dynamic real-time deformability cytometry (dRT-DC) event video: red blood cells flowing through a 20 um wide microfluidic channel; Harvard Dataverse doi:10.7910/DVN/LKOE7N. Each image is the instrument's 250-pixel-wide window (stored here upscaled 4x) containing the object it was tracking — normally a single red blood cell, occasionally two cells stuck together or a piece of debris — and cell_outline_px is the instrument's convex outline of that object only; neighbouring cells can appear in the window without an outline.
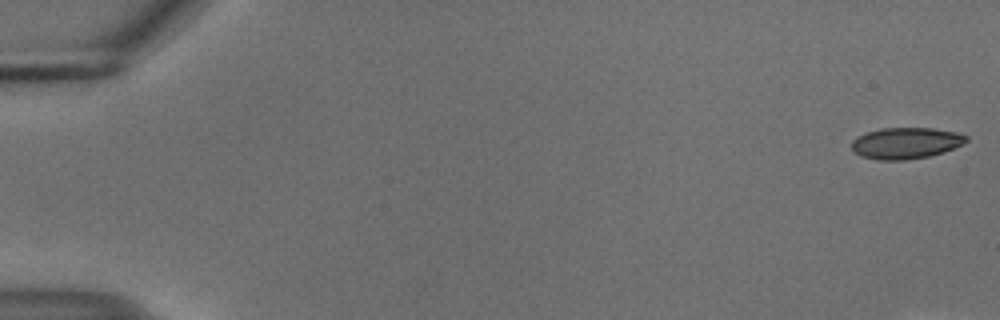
{"species": "common noctule bat (a hibernating species)", "species_latin": "Nyctalus noctula", "temperature_condition": "cold", "stored_images_in_passage": 13, "camera_frame_rate_fps": 3000, "um_per_image_px": 0.085, "animal": {"sex": "male", "body_mass_g": 18.8}, "frame": {"image": 1, "passage_image": 1, "time_ms": 0.0, "image_size_px": [1000, 320], "cell_outline_px": [[968, 140], [964, 144], [944, 152], [928, 156], [904, 160], [876, 160], [860, 156], [852, 148], [852, 140], [856, 136], [880, 128], [932, 128], [956, 132], [968, 136]], "centroid_in_image_um": [77.0, 12.16], "position_along_channel_um": 8.0, "area_um2": 20.98}}